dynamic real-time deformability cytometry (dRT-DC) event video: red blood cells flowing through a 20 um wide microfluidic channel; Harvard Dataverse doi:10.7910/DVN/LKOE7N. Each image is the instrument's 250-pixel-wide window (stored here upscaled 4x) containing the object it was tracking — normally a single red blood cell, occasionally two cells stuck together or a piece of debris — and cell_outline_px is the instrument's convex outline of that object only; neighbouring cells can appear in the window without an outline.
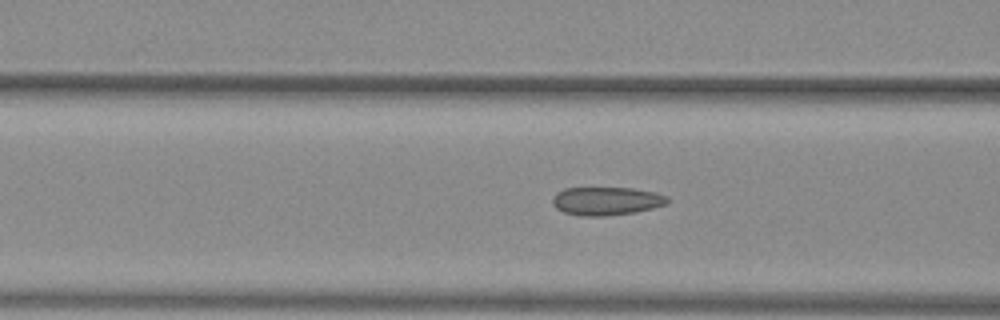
{"species": "common noctule bat (a hibernating species)", "species_latin": "Nyctalus noctula", "temperature_condition": "warm", "stored_images_in_passage": 53, "camera_frame_rate_fps": 3000, "um_per_image_px": 0.085, "animal": {"sex": "female", "body_mass_g": 29.2, "forearm_length_mm": 56.3}, "frame": {"image": 1, "passage_image": 21, "time_ms": 6.667, "image_size_px": [1000, 320], "cell_outline_px": [[668, 204], [636, 212], [608, 216], [580, 216], [564, 212], [556, 208], [552, 204], [552, 196], [556, 192], [564, 188], [632, 188], [656, 192], [668, 196]], "centroid_in_image_um": [51.53, 17.09], "position_along_channel_um": 115.1, "area_um2": 19.19}}
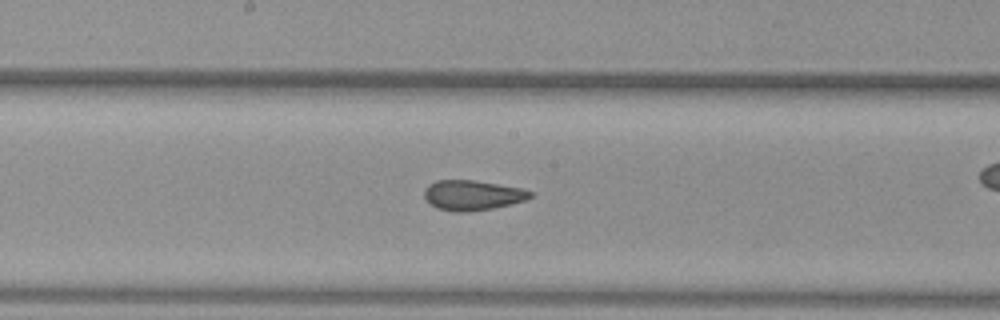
{"frame": {"image": 2, "passage_image": 28, "time_ms": 9.0, "image_size_px": [1000, 320], "cell_outline_px": [[532, 196], [528, 200], [492, 208], [468, 212], [452, 212], [436, 208], [424, 196], [424, 188], [428, 184], [436, 180], [472, 180], [524, 188], [532, 192]], "centroid_in_image_um": [40.16, 16.59], "position_along_channel_um": 208.0, "area_um2": 18.67}}
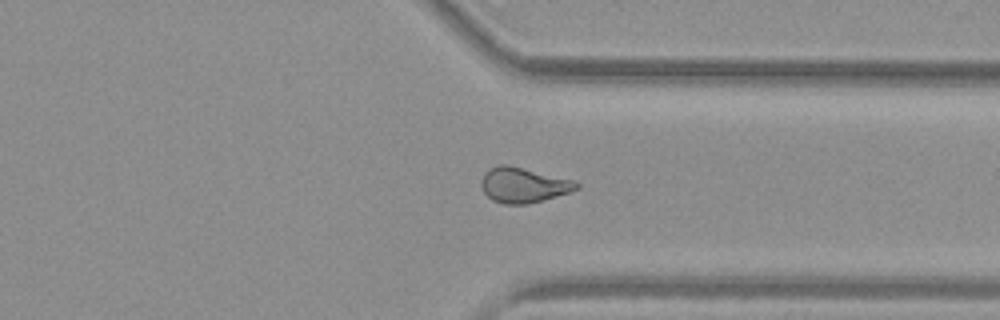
{"frame": {"image": 3, "passage_image": 40, "time_ms": 13.0, "image_size_px": [1000, 320], "cell_outline_px": [[580, 188], [544, 200], [528, 204], [504, 204], [492, 200], [484, 192], [480, 184], [484, 172], [488, 168], [496, 164], [508, 164], [576, 180], [580, 184]], "centroid_in_image_um": [44.49, 15.71], "position_along_channel_um": 366.9, "area_um2": 19.83}, "authors_computed_cell_mechanics": {"area_um2": 19.5942, "velocity_mm_per_s": 3.9864, "shape_relaxation_time_tau1_ms": null, "shape_relaxation_time_tau2_ms": 1.3425, "deformation_change_tau1": null, "deformation_change_tau2": 0.0805}}